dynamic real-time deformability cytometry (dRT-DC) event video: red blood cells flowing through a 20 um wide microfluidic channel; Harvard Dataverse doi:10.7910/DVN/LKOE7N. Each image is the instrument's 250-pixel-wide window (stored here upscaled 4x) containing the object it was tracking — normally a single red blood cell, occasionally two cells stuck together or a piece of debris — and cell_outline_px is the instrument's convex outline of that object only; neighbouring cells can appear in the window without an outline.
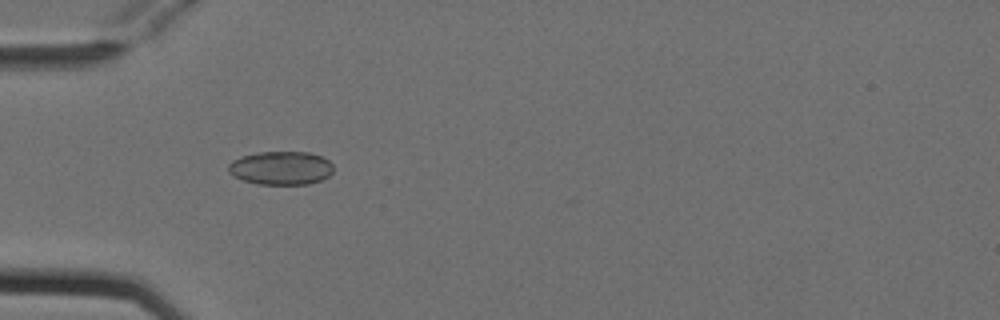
{"species": "Egyptian fruit bat (a non-hibernating species)", "species_latin": "Rousettus aegyptiacus", "temperature_condition": "cold", "stored_images_in_passage": 4, "camera_frame_rate_fps": 3000, "um_per_image_px": 0.085, "animal": {"sex": "female"}, "frame": {"image": 1, "passage_image": 4, "time_ms": 1.0, "image_size_px": [1000, 320], "cell_outline_px": [[332, 172], [328, 176], [320, 180], [308, 184], [256, 184], [244, 180], [228, 172], [228, 164], [232, 160], [240, 156], [256, 152], [308, 152], [320, 156], [328, 160], [332, 164]], "centroid_in_image_um": [23.85, 14.27], "position_along_channel_um": 61.1, "area_um2": 20.46}}